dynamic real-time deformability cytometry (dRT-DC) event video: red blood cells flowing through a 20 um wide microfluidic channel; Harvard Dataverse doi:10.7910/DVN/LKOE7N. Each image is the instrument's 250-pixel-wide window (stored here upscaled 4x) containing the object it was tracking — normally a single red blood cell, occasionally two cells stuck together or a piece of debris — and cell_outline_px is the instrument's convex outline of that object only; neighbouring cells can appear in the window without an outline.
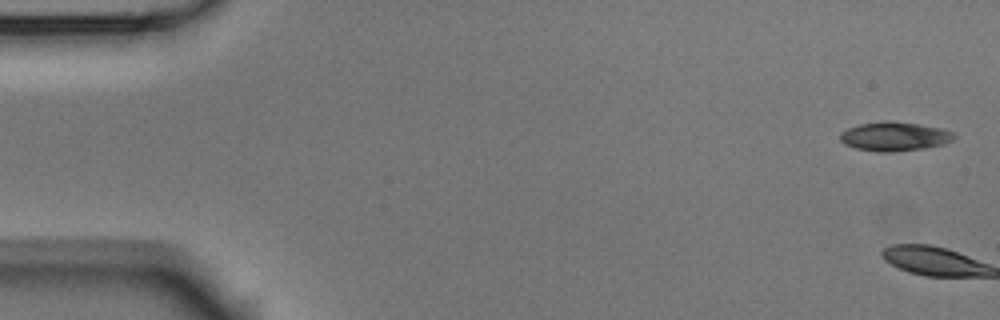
{"species": "Egyptian fruit bat (a non-hibernating species)", "species_latin": "Rousettus aegyptiacus", "temperature_condition": "room temperature", "stored_images_in_passage": 4, "segment_of_instrument_passage": [2, 2], "camera_frame_rate_fps": 3000, "um_per_image_px": 0.085, "animal": {"sex": "male"}, "frame": {"image": 1, "passage_image": 4, "time_ms": 1.0, "image_size_px": [1000, 320], "cell_outline_px": [[956, 136], [952, 140], [944, 144], [924, 148], [892, 152], [876, 152], [856, 148], [844, 144], [840, 140], [840, 132], [848, 128], [860, 124], [884, 120], [888, 120], [920, 124], [940, 128], [952, 132]], "centroid_in_image_um": [76.01, 11.59], "position_along_channel_um": 9.0, "area_um2": 19.36}}